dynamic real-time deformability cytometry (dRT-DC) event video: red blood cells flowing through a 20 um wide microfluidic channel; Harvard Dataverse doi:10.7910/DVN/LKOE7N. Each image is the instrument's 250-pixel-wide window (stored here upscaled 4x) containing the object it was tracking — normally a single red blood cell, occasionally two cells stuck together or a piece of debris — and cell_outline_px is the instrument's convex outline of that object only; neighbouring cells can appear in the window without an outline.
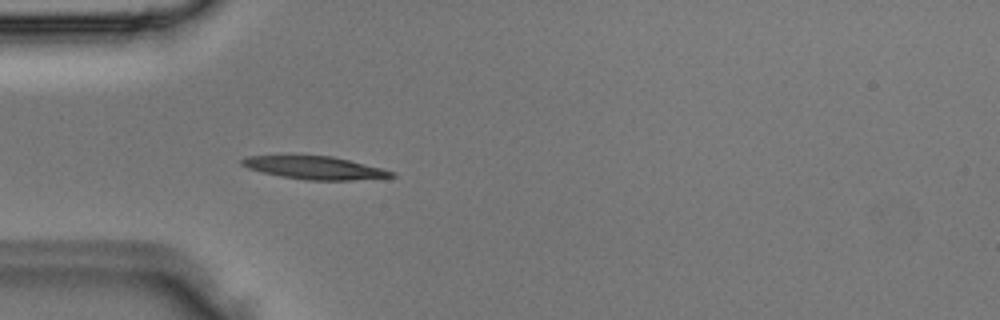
{"species": "Egyptian fruit bat (a non-hibernating species)", "species_latin": "Rousettus aegyptiacus", "temperature_condition": "room temperature", "stored_images_in_passage": 3, "camera_frame_rate_fps": 3000, "um_per_image_px": 0.085, "animal": {"sex": "male"}, "frame": {"image": 1, "passage_image": 3, "time_ms": 0.667, "image_size_px": [1000, 320], "cell_outline_px": [[396, 176], [352, 180], [304, 180], [280, 176], [248, 168], [240, 164], [240, 160], [248, 156], [332, 156], [384, 168], [396, 172]], "centroid_in_image_um": [26.8, 14.27], "position_along_channel_um": 58.2, "area_um2": 19.83}}